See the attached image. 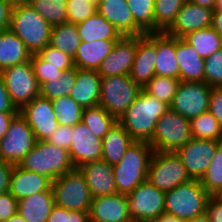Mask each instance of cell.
<instances>
[{"label":"cell","instance_id":"obj_1","mask_svg":"<svg viewBox=\"0 0 222 222\" xmlns=\"http://www.w3.org/2000/svg\"><path fill=\"white\" fill-rule=\"evenodd\" d=\"M169 109L166 103L147 94L143 89L117 121L134 141L149 142L158 119Z\"/></svg>","mask_w":222,"mask_h":222},{"label":"cell","instance_id":"obj_2","mask_svg":"<svg viewBox=\"0 0 222 222\" xmlns=\"http://www.w3.org/2000/svg\"><path fill=\"white\" fill-rule=\"evenodd\" d=\"M148 142L134 141L126 150L121 161L113 165L117 192L127 195L140 183L147 181L148 166L153 154Z\"/></svg>","mask_w":222,"mask_h":222},{"label":"cell","instance_id":"obj_3","mask_svg":"<svg viewBox=\"0 0 222 222\" xmlns=\"http://www.w3.org/2000/svg\"><path fill=\"white\" fill-rule=\"evenodd\" d=\"M9 29L25 43L31 54L50 43L51 26L26 1L14 3Z\"/></svg>","mask_w":222,"mask_h":222},{"label":"cell","instance_id":"obj_4","mask_svg":"<svg viewBox=\"0 0 222 222\" xmlns=\"http://www.w3.org/2000/svg\"><path fill=\"white\" fill-rule=\"evenodd\" d=\"M19 166L24 170L47 176L52 181L75 169L69 151L47 141H37Z\"/></svg>","mask_w":222,"mask_h":222},{"label":"cell","instance_id":"obj_5","mask_svg":"<svg viewBox=\"0 0 222 222\" xmlns=\"http://www.w3.org/2000/svg\"><path fill=\"white\" fill-rule=\"evenodd\" d=\"M210 196L200 180H191L165 192V213L183 220L201 216Z\"/></svg>","mask_w":222,"mask_h":222},{"label":"cell","instance_id":"obj_6","mask_svg":"<svg viewBox=\"0 0 222 222\" xmlns=\"http://www.w3.org/2000/svg\"><path fill=\"white\" fill-rule=\"evenodd\" d=\"M191 139L190 120L168 109L158 119L148 143L156 152H176Z\"/></svg>","mask_w":222,"mask_h":222},{"label":"cell","instance_id":"obj_7","mask_svg":"<svg viewBox=\"0 0 222 222\" xmlns=\"http://www.w3.org/2000/svg\"><path fill=\"white\" fill-rule=\"evenodd\" d=\"M141 89L129 75L101 77L99 105L118 121Z\"/></svg>","mask_w":222,"mask_h":222},{"label":"cell","instance_id":"obj_8","mask_svg":"<svg viewBox=\"0 0 222 222\" xmlns=\"http://www.w3.org/2000/svg\"><path fill=\"white\" fill-rule=\"evenodd\" d=\"M191 180L185 165L175 152H153L147 181L157 189L168 192Z\"/></svg>","mask_w":222,"mask_h":222},{"label":"cell","instance_id":"obj_9","mask_svg":"<svg viewBox=\"0 0 222 222\" xmlns=\"http://www.w3.org/2000/svg\"><path fill=\"white\" fill-rule=\"evenodd\" d=\"M52 191L56 205L67 210L89 212L92 196L77 168L52 181Z\"/></svg>","mask_w":222,"mask_h":222},{"label":"cell","instance_id":"obj_10","mask_svg":"<svg viewBox=\"0 0 222 222\" xmlns=\"http://www.w3.org/2000/svg\"><path fill=\"white\" fill-rule=\"evenodd\" d=\"M0 76L12 104L18 111L35 97L40 96V86L30 60L1 70Z\"/></svg>","mask_w":222,"mask_h":222},{"label":"cell","instance_id":"obj_11","mask_svg":"<svg viewBox=\"0 0 222 222\" xmlns=\"http://www.w3.org/2000/svg\"><path fill=\"white\" fill-rule=\"evenodd\" d=\"M36 142L31 127L18 113L12 119L5 136L0 140V158L13 165H19Z\"/></svg>","mask_w":222,"mask_h":222},{"label":"cell","instance_id":"obj_12","mask_svg":"<svg viewBox=\"0 0 222 222\" xmlns=\"http://www.w3.org/2000/svg\"><path fill=\"white\" fill-rule=\"evenodd\" d=\"M126 196L133 222H152L165 213V192L148 181L140 183Z\"/></svg>","mask_w":222,"mask_h":222},{"label":"cell","instance_id":"obj_13","mask_svg":"<svg viewBox=\"0 0 222 222\" xmlns=\"http://www.w3.org/2000/svg\"><path fill=\"white\" fill-rule=\"evenodd\" d=\"M211 88L205 82L181 81L169 109L191 120L208 111Z\"/></svg>","mask_w":222,"mask_h":222},{"label":"cell","instance_id":"obj_14","mask_svg":"<svg viewBox=\"0 0 222 222\" xmlns=\"http://www.w3.org/2000/svg\"><path fill=\"white\" fill-rule=\"evenodd\" d=\"M222 141L192 138L175 153L181 159L192 180H200L206 173Z\"/></svg>","mask_w":222,"mask_h":222},{"label":"cell","instance_id":"obj_15","mask_svg":"<svg viewBox=\"0 0 222 222\" xmlns=\"http://www.w3.org/2000/svg\"><path fill=\"white\" fill-rule=\"evenodd\" d=\"M19 113L26 119L37 141H46L59 127L51 100L38 96Z\"/></svg>","mask_w":222,"mask_h":222},{"label":"cell","instance_id":"obj_16","mask_svg":"<svg viewBox=\"0 0 222 222\" xmlns=\"http://www.w3.org/2000/svg\"><path fill=\"white\" fill-rule=\"evenodd\" d=\"M156 59V33L137 36V49L129 76L141 88L155 75Z\"/></svg>","mask_w":222,"mask_h":222},{"label":"cell","instance_id":"obj_17","mask_svg":"<svg viewBox=\"0 0 222 222\" xmlns=\"http://www.w3.org/2000/svg\"><path fill=\"white\" fill-rule=\"evenodd\" d=\"M71 162L75 168L102 159V139L96 137L82 122L73 126L69 148Z\"/></svg>","mask_w":222,"mask_h":222},{"label":"cell","instance_id":"obj_18","mask_svg":"<svg viewBox=\"0 0 222 222\" xmlns=\"http://www.w3.org/2000/svg\"><path fill=\"white\" fill-rule=\"evenodd\" d=\"M137 49V36H122L112 52L101 62L97 72L101 77L129 75Z\"/></svg>","mask_w":222,"mask_h":222},{"label":"cell","instance_id":"obj_19","mask_svg":"<svg viewBox=\"0 0 222 222\" xmlns=\"http://www.w3.org/2000/svg\"><path fill=\"white\" fill-rule=\"evenodd\" d=\"M213 9L186 1L172 26L165 32L175 38H183L187 34L212 26Z\"/></svg>","mask_w":222,"mask_h":222},{"label":"cell","instance_id":"obj_20","mask_svg":"<svg viewBox=\"0 0 222 222\" xmlns=\"http://www.w3.org/2000/svg\"><path fill=\"white\" fill-rule=\"evenodd\" d=\"M88 214L91 222H133L127 196L118 192L92 198Z\"/></svg>","mask_w":222,"mask_h":222},{"label":"cell","instance_id":"obj_21","mask_svg":"<svg viewBox=\"0 0 222 222\" xmlns=\"http://www.w3.org/2000/svg\"><path fill=\"white\" fill-rule=\"evenodd\" d=\"M77 169L84 176L92 198L117 193L113 165L101 159L85 163Z\"/></svg>","mask_w":222,"mask_h":222},{"label":"cell","instance_id":"obj_22","mask_svg":"<svg viewBox=\"0 0 222 222\" xmlns=\"http://www.w3.org/2000/svg\"><path fill=\"white\" fill-rule=\"evenodd\" d=\"M45 191H52L50 178L14 165L10 175L9 192L18 201L37 192Z\"/></svg>","mask_w":222,"mask_h":222},{"label":"cell","instance_id":"obj_23","mask_svg":"<svg viewBox=\"0 0 222 222\" xmlns=\"http://www.w3.org/2000/svg\"><path fill=\"white\" fill-rule=\"evenodd\" d=\"M101 76L97 70L77 69L76 81L69 96L83 109L99 105Z\"/></svg>","mask_w":222,"mask_h":222},{"label":"cell","instance_id":"obj_24","mask_svg":"<svg viewBox=\"0 0 222 222\" xmlns=\"http://www.w3.org/2000/svg\"><path fill=\"white\" fill-rule=\"evenodd\" d=\"M97 12L111 23L122 36H136V22L127 0H100Z\"/></svg>","mask_w":222,"mask_h":222},{"label":"cell","instance_id":"obj_25","mask_svg":"<svg viewBox=\"0 0 222 222\" xmlns=\"http://www.w3.org/2000/svg\"><path fill=\"white\" fill-rule=\"evenodd\" d=\"M176 58L179 79L185 82H205L204 61L183 38H176Z\"/></svg>","mask_w":222,"mask_h":222},{"label":"cell","instance_id":"obj_26","mask_svg":"<svg viewBox=\"0 0 222 222\" xmlns=\"http://www.w3.org/2000/svg\"><path fill=\"white\" fill-rule=\"evenodd\" d=\"M118 40L81 41L73 58L77 69L98 70L101 62L112 52Z\"/></svg>","mask_w":222,"mask_h":222},{"label":"cell","instance_id":"obj_27","mask_svg":"<svg viewBox=\"0 0 222 222\" xmlns=\"http://www.w3.org/2000/svg\"><path fill=\"white\" fill-rule=\"evenodd\" d=\"M156 51L155 75L179 79L176 38L167 35L165 32L156 33Z\"/></svg>","mask_w":222,"mask_h":222},{"label":"cell","instance_id":"obj_28","mask_svg":"<svg viewBox=\"0 0 222 222\" xmlns=\"http://www.w3.org/2000/svg\"><path fill=\"white\" fill-rule=\"evenodd\" d=\"M55 205L53 191L37 192L18 201V211L26 222H47Z\"/></svg>","mask_w":222,"mask_h":222},{"label":"cell","instance_id":"obj_29","mask_svg":"<svg viewBox=\"0 0 222 222\" xmlns=\"http://www.w3.org/2000/svg\"><path fill=\"white\" fill-rule=\"evenodd\" d=\"M31 52L10 29L0 31V71L29 61Z\"/></svg>","mask_w":222,"mask_h":222},{"label":"cell","instance_id":"obj_30","mask_svg":"<svg viewBox=\"0 0 222 222\" xmlns=\"http://www.w3.org/2000/svg\"><path fill=\"white\" fill-rule=\"evenodd\" d=\"M81 41L119 40L122 35L98 12L76 24Z\"/></svg>","mask_w":222,"mask_h":222},{"label":"cell","instance_id":"obj_31","mask_svg":"<svg viewBox=\"0 0 222 222\" xmlns=\"http://www.w3.org/2000/svg\"><path fill=\"white\" fill-rule=\"evenodd\" d=\"M133 142L131 136L117 122L102 139V160L110 165L119 163Z\"/></svg>","mask_w":222,"mask_h":222},{"label":"cell","instance_id":"obj_32","mask_svg":"<svg viewBox=\"0 0 222 222\" xmlns=\"http://www.w3.org/2000/svg\"><path fill=\"white\" fill-rule=\"evenodd\" d=\"M183 39L189 43L203 59L210 57L222 49V36L212 27L193 31L184 36Z\"/></svg>","mask_w":222,"mask_h":222},{"label":"cell","instance_id":"obj_33","mask_svg":"<svg viewBox=\"0 0 222 222\" xmlns=\"http://www.w3.org/2000/svg\"><path fill=\"white\" fill-rule=\"evenodd\" d=\"M81 39L77 32L76 24L63 23L58 26L51 27L50 45L61 50L63 53L74 58Z\"/></svg>","mask_w":222,"mask_h":222},{"label":"cell","instance_id":"obj_34","mask_svg":"<svg viewBox=\"0 0 222 222\" xmlns=\"http://www.w3.org/2000/svg\"><path fill=\"white\" fill-rule=\"evenodd\" d=\"M89 130L98 138L103 137L117 123V120L111 116L100 105L83 109L82 121Z\"/></svg>","mask_w":222,"mask_h":222},{"label":"cell","instance_id":"obj_35","mask_svg":"<svg viewBox=\"0 0 222 222\" xmlns=\"http://www.w3.org/2000/svg\"><path fill=\"white\" fill-rule=\"evenodd\" d=\"M68 0H27L51 27L67 23Z\"/></svg>","mask_w":222,"mask_h":222},{"label":"cell","instance_id":"obj_36","mask_svg":"<svg viewBox=\"0 0 222 222\" xmlns=\"http://www.w3.org/2000/svg\"><path fill=\"white\" fill-rule=\"evenodd\" d=\"M136 22V36L154 33L155 0H127Z\"/></svg>","mask_w":222,"mask_h":222},{"label":"cell","instance_id":"obj_37","mask_svg":"<svg viewBox=\"0 0 222 222\" xmlns=\"http://www.w3.org/2000/svg\"><path fill=\"white\" fill-rule=\"evenodd\" d=\"M187 0H155L154 33L166 32Z\"/></svg>","mask_w":222,"mask_h":222},{"label":"cell","instance_id":"obj_38","mask_svg":"<svg viewBox=\"0 0 222 222\" xmlns=\"http://www.w3.org/2000/svg\"><path fill=\"white\" fill-rule=\"evenodd\" d=\"M76 81V67L62 71L58 79L48 80L40 86V96L53 100L69 95Z\"/></svg>","mask_w":222,"mask_h":222},{"label":"cell","instance_id":"obj_39","mask_svg":"<svg viewBox=\"0 0 222 222\" xmlns=\"http://www.w3.org/2000/svg\"><path fill=\"white\" fill-rule=\"evenodd\" d=\"M190 127L192 138L222 141V127L209 111L192 118Z\"/></svg>","mask_w":222,"mask_h":222},{"label":"cell","instance_id":"obj_40","mask_svg":"<svg viewBox=\"0 0 222 222\" xmlns=\"http://www.w3.org/2000/svg\"><path fill=\"white\" fill-rule=\"evenodd\" d=\"M180 82L181 80L178 78L154 75L142 89L147 94L169 106L172 103Z\"/></svg>","mask_w":222,"mask_h":222},{"label":"cell","instance_id":"obj_41","mask_svg":"<svg viewBox=\"0 0 222 222\" xmlns=\"http://www.w3.org/2000/svg\"><path fill=\"white\" fill-rule=\"evenodd\" d=\"M59 125L75 126L82 121L83 108L69 95L51 100Z\"/></svg>","mask_w":222,"mask_h":222},{"label":"cell","instance_id":"obj_42","mask_svg":"<svg viewBox=\"0 0 222 222\" xmlns=\"http://www.w3.org/2000/svg\"><path fill=\"white\" fill-rule=\"evenodd\" d=\"M201 185L211 196H220L222 193V144L217 148L211 163L200 179Z\"/></svg>","mask_w":222,"mask_h":222},{"label":"cell","instance_id":"obj_43","mask_svg":"<svg viewBox=\"0 0 222 222\" xmlns=\"http://www.w3.org/2000/svg\"><path fill=\"white\" fill-rule=\"evenodd\" d=\"M30 61L39 86L48 80H54L55 78L58 79L62 74L60 66H53L49 64L37 53L31 55Z\"/></svg>","mask_w":222,"mask_h":222},{"label":"cell","instance_id":"obj_44","mask_svg":"<svg viewBox=\"0 0 222 222\" xmlns=\"http://www.w3.org/2000/svg\"><path fill=\"white\" fill-rule=\"evenodd\" d=\"M205 83L211 87H222V49L204 61Z\"/></svg>","mask_w":222,"mask_h":222},{"label":"cell","instance_id":"obj_45","mask_svg":"<svg viewBox=\"0 0 222 222\" xmlns=\"http://www.w3.org/2000/svg\"><path fill=\"white\" fill-rule=\"evenodd\" d=\"M37 54L49 64L53 66H60L61 71L74 67L73 58L71 56H68L50 44L46 45Z\"/></svg>","mask_w":222,"mask_h":222},{"label":"cell","instance_id":"obj_46","mask_svg":"<svg viewBox=\"0 0 222 222\" xmlns=\"http://www.w3.org/2000/svg\"><path fill=\"white\" fill-rule=\"evenodd\" d=\"M97 12V7L86 2H67V23L79 24Z\"/></svg>","mask_w":222,"mask_h":222},{"label":"cell","instance_id":"obj_47","mask_svg":"<svg viewBox=\"0 0 222 222\" xmlns=\"http://www.w3.org/2000/svg\"><path fill=\"white\" fill-rule=\"evenodd\" d=\"M88 212L67 210L54 205L47 222H89Z\"/></svg>","mask_w":222,"mask_h":222},{"label":"cell","instance_id":"obj_48","mask_svg":"<svg viewBox=\"0 0 222 222\" xmlns=\"http://www.w3.org/2000/svg\"><path fill=\"white\" fill-rule=\"evenodd\" d=\"M72 131L73 126L59 125V127L49 136L46 141L69 151L72 142Z\"/></svg>","mask_w":222,"mask_h":222},{"label":"cell","instance_id":"obj_49","mask_svg":"<svg viewBox=\"0 0 222 222\" xmlns=\"http://www.w3.org/2000/svg\"><path fill=\"white\" fill-rule=\"evenodd\" d=\"M18 211V200L10 193L0 194V222H6Z\"/></svg>","mask_w":222,"mask_h":222},{"label":"cell","instance_id":"obj_50","mask_svg":"<svg viewBox=\"0 0 222 222\" xmlns=\"http://www.w3.org/2000/svg\"><path fill=\"white\" fill-rule=\"evenodd\" d=\"M208 111L222 127V87L211 88Z\"/></svg>","mask_w":222,"mask_h":222},{"label":"cell","instance_id":"obj_51","mask_svg":"<svg viewBox=\"0 0 222 222\" xmlns=\"http://www.w3.org/2000/svg\"><path fill=\"white\" fill-rule=\"evenodd\" d=\"M206 214L211 222H222V197L210 196L207 202Z\"/></svg>","mask_w":222,"mask_h":222},{"label":"cell","instance_id":"obj_52","mask_svg":"<svg viewBox=\"0 0 222 222\" xmlns=\"http://www.w3.org/2000/svg\"><path fill=\"white\" fill-rule=\"evenodd\" d=\"M14 3L13 0H0V31L9 29Z\"/></svg>","mask_w":222,"mask_h":222},{"label":"cell","instance_id":"obj_53","mask_svg":"<svg viewBox=\"0 0 222 222\" xmlns=\"http://www.w3.org/2000/svg\"><path fill=\"white\" fill-rule=\"evenodd\" d=\"M13 167L12 163L0 161V194L9 192L10 175Z\"/></svg>","mask_w":222,"mask_h":222},{"label":"cell","instance_id":"obj_54","mask_svg":"<svg viewBox=\"0 0 222 222\" xmlns=\"http://www.w3.org/2000/svg\"><path fill=\"white\" fill-rule=\"evenodd\" d=\"M0 112L4 113H19L16 107L12 104L6 86L0 76Z\"/></svg>","mask_w":222,"mask_h":222},{"label":"cell","instance_id":"obj_55","mask_svg":"<svg viewBox=\"0 0 222 222\" xmlns=\"http://www.w3.org/2000/svg\"><path fill=\"white\" fill-rule=\"evenodd\" d=\"M18 113H4L0 112V140L5 136L9 125L12 121V119L17 115Z\"/></svg>","mask_w":222,"mask_h":222},{"label":"cell","instance_id":"obj_56","mask_svg":"<svg viewBox=\"0 0 222 222\" xmlns=\"http://www.w3.org/2000/svg\"><path fill=\"white\" fill-rule=\"evenodd\" d=\"M222 36V12L212 13V26Z\"/></svg>","mask_w":222,"mask_h":222},{"label":"cell","instance_id":"obj_57","mask_svg":"<svg viewBox=\"0 0 222 222\" xmlns=\"http://www.w3.org/2000/svg\"><path fill=\"white\" fill-rule=\"evenodd\" d=\"M185 220L178 218L177 216L162 213L160 216H158L154 222H184Z\"/></svg>","mask_w":222,"mask_h":222},{"label":"cell","instance_id":"obj_58","mask_svg":"<svg viewBox=\"0 0 222 222\" xmlns=\"http://www.w3.org/2000/svg\"><path fill=\"white\" fill-rule=\"evenodd\" d=\"M187 1L209 9H214L216 3V0H187Z\"/></svg>","mask_w":222,"mask_h":222},{"label":"cell","instance_id":"obj_59","mask_svg":"<svg viewBox=\"0 0 222 222\" xmlns=\"http://www.w3.org/2000/svg\"><path fill=\"white\" fill-rule=\"evenodd\" d=\"M184 222H211L209 216L205 213L192 219H186Z\"/></svg>","mask_w":222,"mask_h":222},{"label":"cell","instance_id":"obj_60","mask_svg":"<svg viewBox=\"0 0 222 222\" xmlns=\"http://www.w3.org/2000/svg\"><path fill=\"white\" fill-rule=\"evenodd\" d=\"M6 222H26L19 213L11 216Z\"/></svg>","mask_w":222,"mask_h":222},{"label":"cell","instance_id":"obj_61","mask_svg":"<svg viewBox=\"0 0 222 222\" xmlns=\"http://www.w3.org/2000/svg\"><path fill=\"white\" fill-rule=\"evenodd\" d=\"M99 1L100 0H68L67 2H86V3H91L96 7H98Z\"/></svg>","mask_w":222,"mask_h":222},{"label":"cell","instance_id":"obj_62","mask_svg":"<svg viewBox=\"0 0 222 222\" xmlns=\"http://www.w3.org/2000/svg\"><path fill=\"white\" fill-rule=\"evenodd\" d=\"M213 12H222V0H216Z\"/></svg>","mask_w":222,"mask_h":222},{"label":"cell","instance_id":"obj_63","mask_svg":"<svg viewBox=\"0 0 222 222\" xmlns=\"http://www.w3.org/2000/svg\"><path fill=\"white\" fill-rule=\"evenodd\" d=\"M14 2H23V1H27V0H13Z\"/></svg>","mask_w":222,"mask_h":222}]
</instances>
